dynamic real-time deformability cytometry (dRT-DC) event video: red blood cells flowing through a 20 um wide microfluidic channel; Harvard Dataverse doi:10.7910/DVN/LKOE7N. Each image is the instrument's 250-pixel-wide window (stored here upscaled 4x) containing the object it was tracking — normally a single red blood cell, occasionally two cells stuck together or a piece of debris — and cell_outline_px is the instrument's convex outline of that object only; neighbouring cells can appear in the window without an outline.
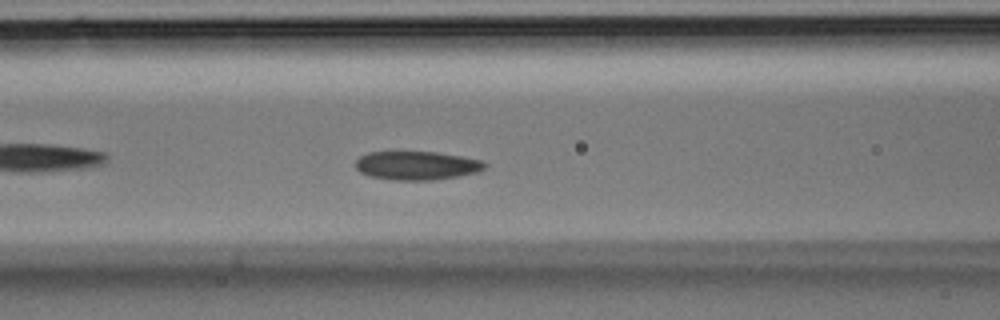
{"species": "Egyptian fruit bat (a non-hibernating species)", "species_latin": "Rousettus aegyptiacus", "temperature_condition": "room temperature", "stored_images_in_passage": 36, "camera_frame_rate_fps": 3000, "um_per_image_px": 0.085, "animal": {"sex": "male"}, "frame": {"image": 1, "passage_image": 14, "time_ms": 4.333, "image_size_px": [1000, 320], "cell_outline_px": [[488, 164], [484, 168], [476, 172], [456, 176], [432, 180], [396, 180], [368, 176], [360, 172], [356, 168], [356, 160], [360, 156], [368, 152], [436, 152], [460, 156], [480, 160]], "centroid_in_image_um": [35.39, 14.07], "position_along_channel_um": 131.2, "area_um2": 21.39}}
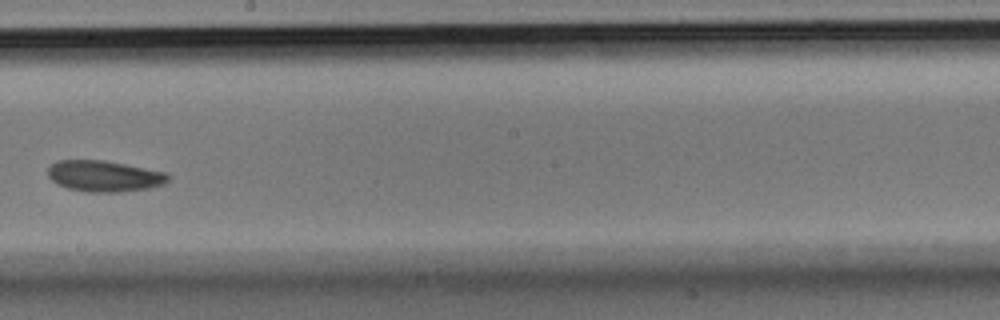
{"frame": {"image": 2, "passage_image": 20, "time_ms": 6.333, "image_size_px": [1000, 320], "cell_outline_px": [[172, 176], [164, 184], [148, 188], [120, 192], [88, 192], [68, 188], [56, 184], [48, 176], [48, 168], [56, 160], [104, 160], [168, 172]], "centroid_in_image_um": [8.88, 14.96], "position_along_channel_um": 239.3, "area_um2": 21.96}}
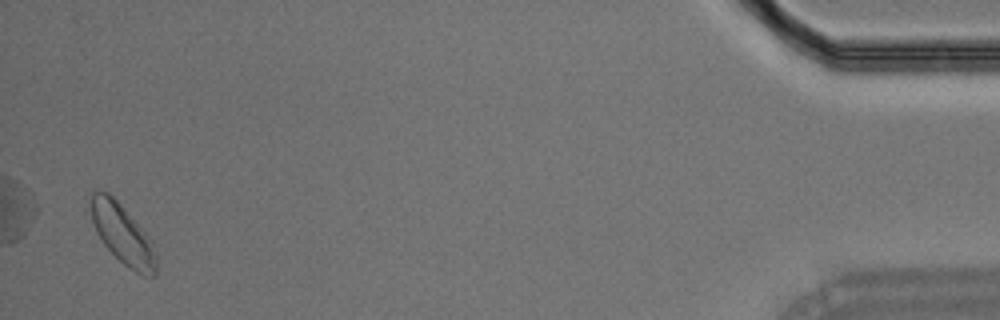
{"frame": {"image": 3, "passage_image": 35, "time_ms": 11.333, "image_size_px": [1000, 320], "cell_outline_px": [[156, 276], [144, 276], [128, 268], [104, 244], [96, 232], [92, 220], [92, 192], [108, 192], [120, 204], [152, 240], [156, 256]], "centroid_in_image_um": [10.46, 19.96], "position_along_channel_um": 424.7, "area_um2": 22.2}}